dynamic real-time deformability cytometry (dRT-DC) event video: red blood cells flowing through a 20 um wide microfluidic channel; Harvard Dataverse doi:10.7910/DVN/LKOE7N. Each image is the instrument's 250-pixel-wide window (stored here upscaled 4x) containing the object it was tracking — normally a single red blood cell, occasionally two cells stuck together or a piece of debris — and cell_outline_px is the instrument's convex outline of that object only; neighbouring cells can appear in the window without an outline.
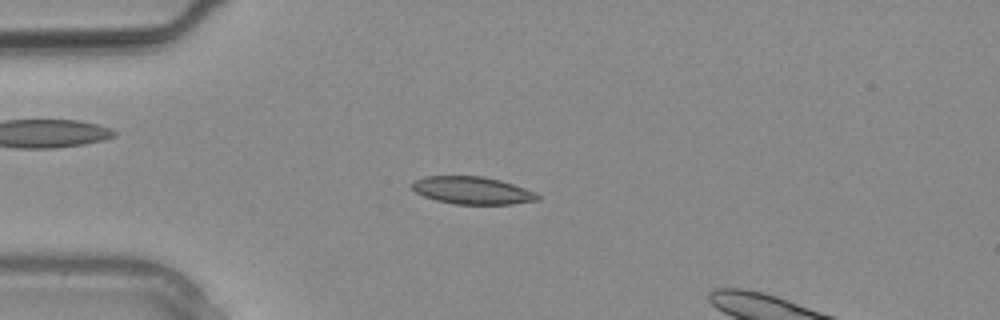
{"species": "common noctule bat (a hibernating species)", "species_latin": "Nyctalus noctula", "temperature_condition": "warm", "stored_images_in_passage": 3, "camera_frame_rate_fps": 3000, "um_per_image_px": 0.085, "animal": {"sex": "male", "body_mass_g": 20.4}, "frame": {"image": 1, "passage_image": 3, "time_ms": 0.667, "image_size_px": [1000, 320], "cell_outline_px": [[540, 200], [512, 204], [452, 204], [436, 200], [424, 196], [416, 192], [408, 184], [412, 180], [424, 176], [484, 176], [500, 180], [536, 192], [540, 196]], "centroid_in_image_um": [40.11, 16.18], "position_along_channel_um": 44.9, "area_um2": 20.35}}